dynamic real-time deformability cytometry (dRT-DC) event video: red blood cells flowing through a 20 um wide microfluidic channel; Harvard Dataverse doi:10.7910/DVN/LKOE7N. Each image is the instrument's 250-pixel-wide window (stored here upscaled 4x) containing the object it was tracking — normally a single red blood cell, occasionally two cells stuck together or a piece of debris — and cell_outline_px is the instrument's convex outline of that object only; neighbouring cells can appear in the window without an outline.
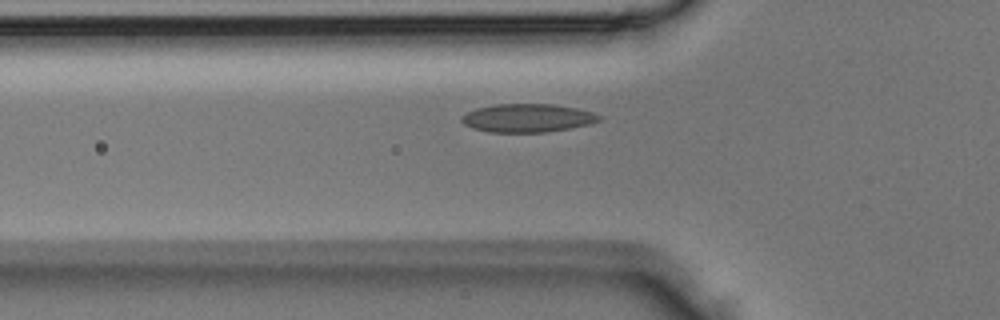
{"species": "Egyptian fruit bat (a non-hibernating species)", "species_latin": "Rousettus aegyptiacus", "temperature_condition": "room temperature", "stored_images_in_passage": 3, "segment_of_instrument_passage": [2, 2], "camera_frame_rate_fps": 3000, "um_per_image_px": 0.085, "animal": {"sex": "male"}, "frame": {"image": 1, "passage_image": 3, "time_ms": 0.667, "image_size_px": [1000, 320], "cell_outline_px": [[604, 120], [588, 124], [548, 132], [488, 132], [472, 128], [464, 124], [460, 120], [460, 116], [476, 108], [496, 104], [552, 104], [576, 108], [592, 112], [604, 116]], "centroid_in_image_um": [44.84, 10.03], "position_along_channel_um": 81.0, "area_um2": 22.83}}